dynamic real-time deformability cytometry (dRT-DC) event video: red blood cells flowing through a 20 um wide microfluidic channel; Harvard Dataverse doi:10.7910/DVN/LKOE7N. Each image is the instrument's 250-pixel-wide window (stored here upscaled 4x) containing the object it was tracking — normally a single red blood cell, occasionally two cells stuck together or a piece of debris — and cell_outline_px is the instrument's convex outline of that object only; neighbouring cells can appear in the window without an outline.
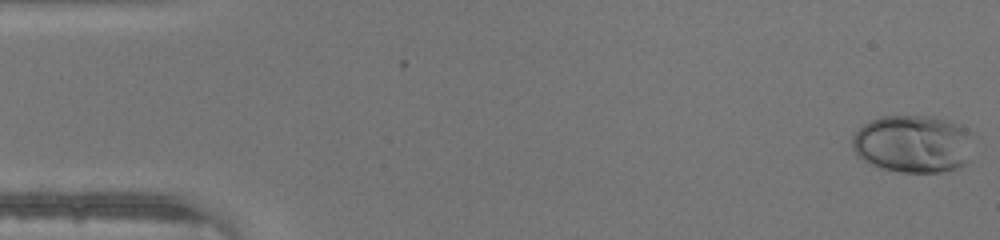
{"species": "human", "species_latin": "Homo sapiens", "temperature_condition": "warm", "stored_images_in_passage": 46, "camera_frame_rate_fps": 3000, "um_per_image_px": 0.085, "donor": {"sex": "male"}, "frame": {"image": 1, "passage_image": 1, "time_ms": 0.0, "image_size_px": [1000, 240], "cell_outline_px": [[972, 132], [968, 160], [964, 164], [956, 168], [940, 172], [900, 172], [880, 168], [868, 164], [856, 156], [852, 148], [852, 136], [864, 124], [880, 116], [928, 116], [944, 120], [964, 128]], "centroid_in_image_um": [77.55, 12.24], "position_along_channel_um": 7.5, "area_um2": 40.63}}
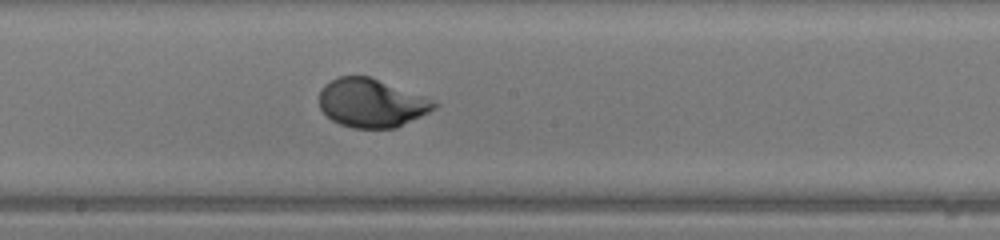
{"frame": {"image": 2, "passage_image": 25, "time_ms": 8.0, "image_size_px": [1000, 240], "cell_outline_px": [[440, 104], [436, 108], [396, 128], [352, 128], [340, 124], [332, 120], [320, 108], [320, 88], [324, 84], [336, 76], [368, 76], [424, 96]], "centroid_in_image_um": [31.55, 8.75], "position_along_channel_um": 216.6, "area_um2": 32.37}}
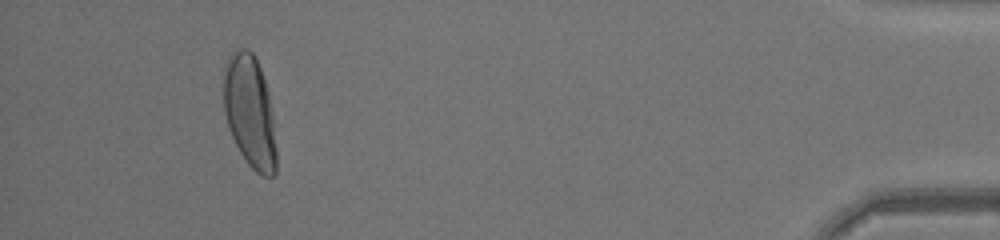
{"frame": {"image": 3, "passage_image": 43, "time_ms": 14.0, "image_size_px": [1000, 240], "cell_outline_px": [[276, 172], [272, 176], [260, 176], [248, 164], [240, 152], [228, 128], [224, 112], [224, 76], [228, 56], [232, 52], [240, 48], [248, 48], [252, 52], [260, 68], [264, 80], [268, 96], [272, 116], [276, 148]], "centroid_in_image_um": [21.22, 9.51], "position_along_channel_um": 414.0, "area_um2": 34.16}}